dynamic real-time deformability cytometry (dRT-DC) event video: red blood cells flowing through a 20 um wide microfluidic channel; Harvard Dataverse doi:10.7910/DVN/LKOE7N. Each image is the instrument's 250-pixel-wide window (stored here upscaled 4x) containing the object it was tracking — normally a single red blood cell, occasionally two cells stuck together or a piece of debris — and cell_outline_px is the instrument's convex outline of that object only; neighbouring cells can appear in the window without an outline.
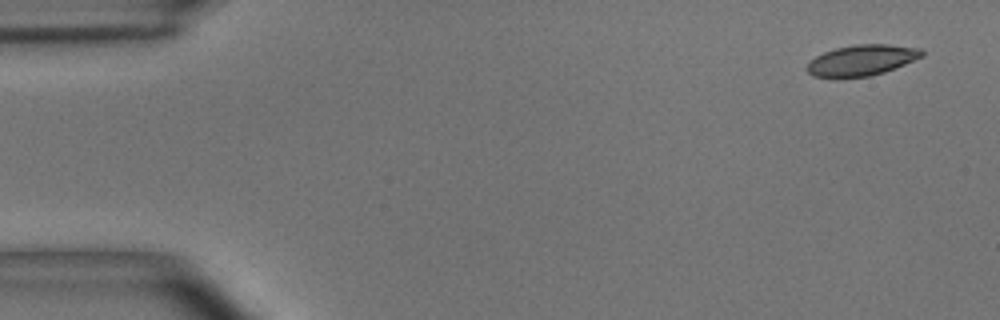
{"species": "common noctule bat (a hibernating species)", "species_latin": "Nyctalus noctula", "temperature_condition": "room temperature", "stored_images_in_passage": 6, "camera_frame_rate_fps": 3000, "um_per_image_px": 0.085, "animal": {"sex": "male", "body_mass_g": 15.6}, "frame": {"image": 1, "passage_image": 1, "time_ms": 0.0, "image_size_px": [1000, 320], "cell_outline_px": [[924, 56], [884, 72], [868, 76], [836, 80], [812, 76], [808, 72], [808, 64], [816, 56], [824, 52], [836, 48], [856, 44], [888, 44], [920, 48], [924, 52]], "centroid_in_image_um": [73.22, 5.15], "position_along_channel_um": 11.8, "area_um2": 20.92}}
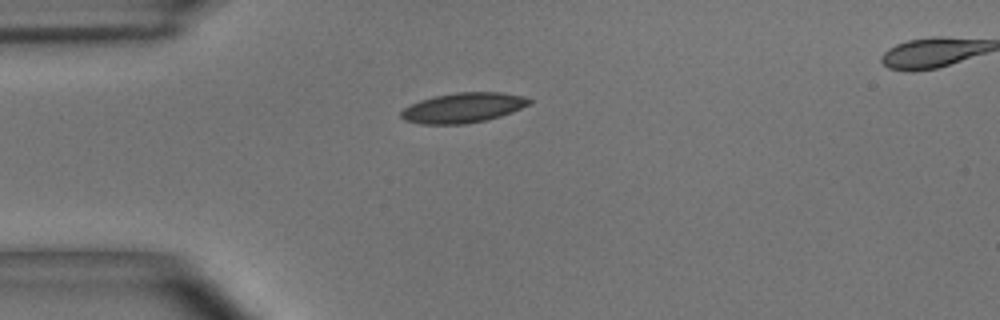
{"frame": {"image": 2, "passage_image": 4, "time_ms": 1.0, "image_size_px": [1000, 320], "cell_outline_px": [[532, 100], [528, 104], [512, 112], [488, 120], [464, 124], [420, 124], [404, 120], [400, 116], [400, 112], [404, 108], [420, 100], [436, 96], [456, 92], [500, 92], [524, 96]], "centroid_in_image_um": [39.35, 9.16], "position_along_channel_um": 45.6, "area_um2": 22.31}}
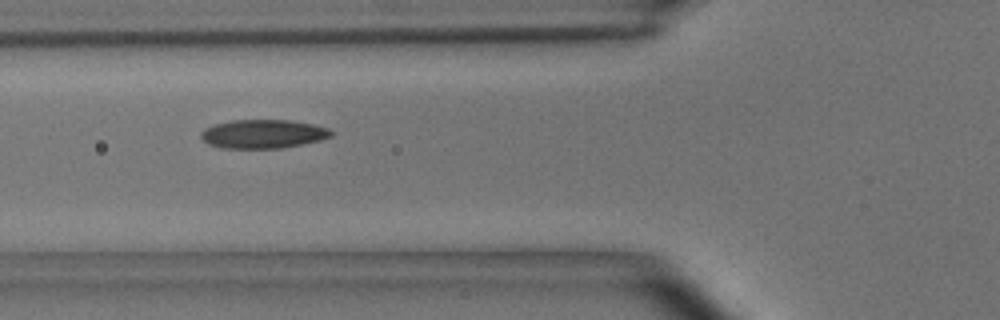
{"frame": {"image": 3, "passage_image": 6, "time_ms": 1.667, "image_size_px": [1000, 320], "cell_outline_px": [[332, 136], [320, 140], [304, 144], [280, 148], [220, 148], [208, 144], [200, 136], [200, 132], [204, 128], [216, 124], [232, 120], [292, 120], [312, 124], [328, 128], [332, 132]], "centroid_in_image_um": [22.35, 11.38], "position_along_channel_um": 103.4, "area_um2": 21.85}}